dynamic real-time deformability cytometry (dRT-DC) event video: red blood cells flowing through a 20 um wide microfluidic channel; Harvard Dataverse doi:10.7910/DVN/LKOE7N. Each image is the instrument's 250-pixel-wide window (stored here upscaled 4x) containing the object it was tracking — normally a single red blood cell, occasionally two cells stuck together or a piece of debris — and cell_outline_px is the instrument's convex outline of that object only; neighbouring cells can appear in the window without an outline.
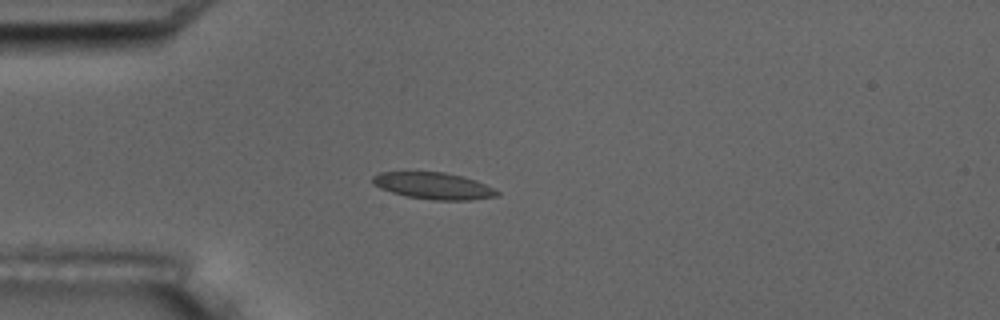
{"species": "common noctule bat (a hibernating species)", "species_latin": "Nyctalus noctula", "temperature_condition": "room temperature", "stored_images_in_passage": 6, "camera_frame_rate_fps": 3000, "um_per_image_px": 0.085, "animal": {"sex": "male", "body_mass_g": 17.5, "forearm_length_mm": 52.3}, "frame": {"image": 1, "passage_image": 4, "time_ms": 3.667, "image_size_px": [1000, 320], "cell_outline_px": [[500, 196], [468, 200], [432, 200], [408, 196], [392, 192], [380, 188], [372, 184], [372, 176], [380, 172], [444, 172], [476, 180], [500, 192]], "centroid_in_image_um": [36.84, 15.8], "position_along_channel_um": 48.2, "area_um2": 19.25}}